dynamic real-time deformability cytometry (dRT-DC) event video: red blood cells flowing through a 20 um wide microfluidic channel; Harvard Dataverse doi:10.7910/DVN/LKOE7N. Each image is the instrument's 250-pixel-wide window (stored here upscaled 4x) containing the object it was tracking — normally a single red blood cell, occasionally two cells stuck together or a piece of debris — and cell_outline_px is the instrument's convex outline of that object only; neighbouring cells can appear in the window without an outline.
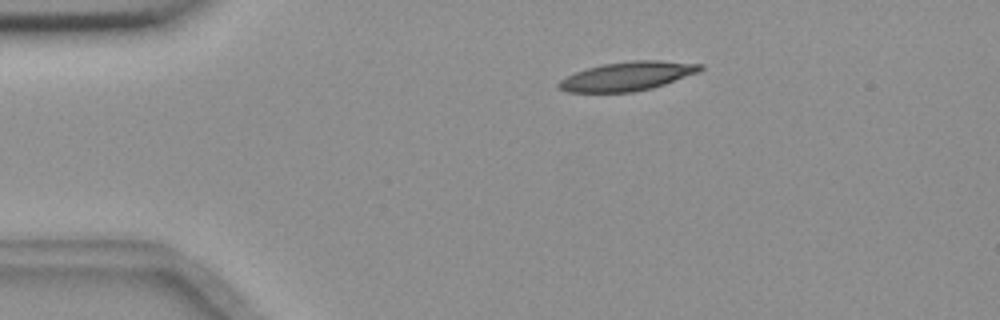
{"species": "common noctule bat (a hibernating species)", "species_latin": "Nyctalus noctula", "temperature_condition": "room temperature", "stored_images_in_passage": 3, "camera_frame_rate_fps": 3000, "um_per_image_px": 0.085, "animal": {"sex": "female", "body_mass_g": 18.4}, "frame": {"image": 1, "passage_image": 2, "time_ms": 0.333, "image_size_px": [1000, 320], "cell_outline_px": [[704, 68], [700, 72], [652, 88], [632, 92], [564, 92], [556, 88], [556, 84], [560, 80], [576, 72], [588, 68], [604, 64], [632, 60], [660, 60], [704, 64]], "centroid_in_image_um": [53.34, 6.48], "position_along_channel_um": 31.7, "area_um2": 23.93}}